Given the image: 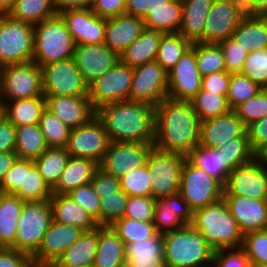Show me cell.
<instances>
[{
  "mask_svg": "<svg viewBox=\"0 0 267 267\" xmlns=\"http://www.w3.org/2000/svg\"><path fill=\"white\" fill-rule=\"evenodd\" d=\"M126 267H167L163 258H126Z\"/></svg>",
  "mask_w": 267,
  "mask_h": 267,
  "instance_id": "obj_69",
  "label": "cell"
},
{
  "mask_svg": "<svg viewBox=\"0 0 267 267\" xmlns=\"http://www.w3.org/2000/svg\"><path fill=\"white\" fill-rule=\"evenodd\" d=\"M251 149L256 152L267 143V115L246 127Z\"/></svg>",
  "mask_w": 267,
  "mask_h": 267,
  "instance_id": "obj_64",
  "label": "cell"
},
{
  "mask_svg": "<svg viewBox=\"0 0 267 267\" xmlns=\"http://www.w3.org/2000/svg\"><path fill=\"white\" fill-rule=\"evenodd\" d=\"M213 253L202 234L190 224L163 234L167 267H212Z\"/></svg>",
  "mask_w": 267,
  "mask_h": 267,
  "instance_id": "obj_4",
  "label": "cell"
},
{
  "mask_svg": "<svg viewBox=\"0 0 267 267\" xmlns=\"http://www.w3.org/2000/svg\"><path fill=\"white\" fill-rule=\"evenodd\" d=\"M179 193L195 211L223 198L224 186L187 160L182 168Z\"/></svg>",
  "mask_w": 267,
  "mask_h": 267,
  "instance_id": "obj_10",
  "label": "cell"
},
{
  "mask_svg": "<svg viewBox=\"0 0 267 267\" xmlns=\"http://www.w3.org/2000/svg\"><path fill=\"white\" fill-rule=\"evenodd\" d=\"M109 142L104 124L95 115L82 126L71 129L66 150L70 156L89 158L100 165Z\"/></svg>",
  "mask_w": 267,
  "mask_h": 267,
  "instance_id": "obj_14",
  "label": "cell"
},
{
  "mask_svg": "<svg viewBox=\"0 0 267 267\" xmlns=\"http://www.w3.org/2000/svg\"><path fill=\"white\" fill-rule=\"evenodd\" d=\"M24 178L25 159L17 157L0 182V192L5 194H15L20 186L24 185Z\"/></svg>",
  "mask_w": 267,
  "mask_h": 267,
  "instance_id": "obj_58",
  "label": "cell"
},
{
  "mask_svg": "<svg viewBox=\"0 0 267 267\" xmlns=\"http://www.w3.org/2000/svg\"><path fill=\"white\" fill-rule=\"evenodd\" d=\"M262 87L241 73H232L228 87L227 102L233 110L240 103L254 97Z\"/></svg>",
  "mask_w": 267,
  "mask_h": 267,
  "instance_id": "obj_49",
  "label": "cell"
},
{
  "mask_svg": "<svg viewBox=\"0 0 267 267\" xmlns=\"http://www.w3.org/2000/svg\"><path fill=\"white\" fill-rule=\"evenodd\" d=\"M17 158L15 152H2L0 153V182L6 172L11 168L12 164Z\"/></svg>",
  "mask_w": 267,
  "mask_h": 267,
  "instance_id": "obj_70",
  "label": "cell"
},
{
  "mask_svg": "<svg viewBox=\"0 0 267 267\" xmlns=\"http://www.w3.org/2000/svg\"><path fill=\"white\" fill-rule=\"evenodd\" d=\"M84 232L79 227L52 221L38 251L32 256L34 264L52 266Z\"/></svg>",
  "mask_w": 267,
  "mask_h": 267,
  "instance_id": "obj_20",
  "label": "cell"
},
{
  "mask_svg": "<svg viewBox=\"0 0 267 267\" xmlns=\"http://www.w3.org/2000/svg\"><path fill=\"white\" fill-rule=\"evenodd\" d=\"M241 23L229 0H214L205 19L203 43H215L230 38Z\"/></svg>",
  "mask_w": 267,
  "mask_h": 267,
  "instance_id": "obj_24",
  "label": "cell"
},
{
  "mask_svg": "<svg viewBox=\"0 0 267 267\" xmlns=\"http://www.w3.org/2000/svg\"><path fill=\"white\" fill-rule=\"evenodd\" d=\"M128 195L120 190L100 198V226H109L117 219L123 218Z\"/></svg>",
  "mask_w": 267,
  "mask_h": 267,
  "instance_id": "obj_51",
  "label": "cell"
},
{
  "mask_svg": "<svg viewBox=\"0 0 267 267\" xmlns=\"http://www.w3.org/2000/svg\"><path fill=\"white\" fill-rule=\"evenodd\" d=\"M126 258H163V235L156 234L154 237L125 244Z\"/></svg>",
  "mask_w": 267,
  "mask_h": 267,
  "instance_id": "obj_54",
  "label": "cell"
},
{
  "mask_svg": "<svg viewBox=\"0 0 267 267\" xmlns=\"http://www.w3.org/2000/svg\"><path fill=\"white\" fill-rule=\"evenodd\" d=\"M223 195L267 200V169L255 158L230 172Z\"/></svg>",
  "mask_w": 267,
  "mask_h": 267,
  "instance_id": "obj_17",
  "label": "cell"
},
{
  "mask_svg": "<svg viewBox=\"0 0 267 267\" xmlns=\"http://www.w3.org/2000/svg\"><path fill=\"white\" fill-rule=\"evenodd\" d=\"M219 44L223 50L226 71L231 74L241 73L243 63L249 53L231 37Z\"/></svg>",
  "mask_w": 267,
  "mask_h": 267,
  "instance_id": "obj_57",
  "label": "cell"
},
{
  "mask_svg": "<svg viewBox=\"0 0 267 267\" xmlns=\"http://www.w3.org/2000/svg\"><path fill=\"white\" fill-rule=\"evenodd\" d=\"M48 148L39 124L16 127L15 153L18 158L34 161Z\"/></svg>",
  "mask_w": 267,
  "mask_h": 267,
  "instance_id": "obj_38",
  "label": "cell"
},
{
  "mask_svg": "<svg viewBox=\"0 0 267 267\" xmlns=\"http://www.w3.org/2000/svg\"><path fill=\"white\" fill-rule=\"evenodd\" d=\"M52 221L49 200L24 202L16 228L15 250L33 256Z\"/></svg>",
  "mask_w": 267,
  "mask_h": 267,
  "instance_id": "obj_7",
  "label": "cell"
},
{
  "mask_svg": "<svg viewBox=\"0 0 267 267\" xmlns=\"http://www.w3.org/2000/svg\"><path fill=\"white\" fill-rule=\"evenodd\" d=\"M34 267H53V266H49V265H34Z\"/></svg>",
  "mask_w": 267,
  "mask_h": 267,
  "instance_id": "obj_76",
  "label": "cell"
},
{
  "mask_svg": "<svg viewBox=\"0 0 267 267\" xmlns=\"http://www.w3.org/2000/svg\"><path fill=\"white\" fill-rule=\"evenodd\" d=\"M16 0H0V14H8Z\"/></svg>",
  "mask_w": 267,
  "mask_h": 267,
  "instance_id": "obj_72",
  "label": "cell"
},
{
  "mask_svg": "<svg viewBox=\"0 0 267 267\" xmlns=\"http://www.w3.org/2000/svg\"><path fill=\"white\" fill-rule=\"evenodd\" d=\"M196 62L202 77L211 73L226 71L220 44L196 42Z\"/></svg>",
  "mask_w": 267,
  "mask_h": 267,
  "instance_id": "obj_45",
  "label": "cell"
},
{
  "mask_svg": "<svg viewBox=\"0 0 267 267\" xmlns=\"http://www.w3.org/2000/svg\"><path fill=\"white\" fill-rule=\"evenodd\" d=\"M73 58L88 86L120 60V56L104 43L76 45Z\"/></svg>",
  "mask_w": 267,
  "mask_h": 267,
  "instance_id": "obj_18",
  "label": "cell"
},
{
  "mask_svg": "<svg viewBox=\"0 0 267 267\" xmlns=\"http://www.w3.org/2000/svg\"><path fill=\"white\" fill-rule=\"evenodd\" d=\"M190 225L202 234L214 251L241 248L243 234L223 198L193 211Z\"/></svg>",
  "mask_w": 267,
  "mask_h": 267,
  "instance_id": "obj_3",
  "label": "cell"
},
{
  "mask_svg": "<svg viewBox=\"0 0 267 267\" xmlns=\"http://www.w3.org/2000/svg\"><path fill=\"white\" fill-rule=\"evenodd\" d=\"M46 108L65 125L74 129L96 115L88 96H44Z\"/></svg>",
  "mask_w": 267,
  "mask_h": 267,
  "instance_id": "obj_25",
  "label": "cell"
},
{
  "mask_svg": "<svg viewBox=\"0 0 267 267\" xmlns=\"http://www.w3.org/2000/svg\"><path fill=\"white\" fill-rule=\"evenodd\" d=\"M59 14L76 45L104 43L106 19L98 17L91 8L68 9Z\"/></svg>",
  "mask_w": 267,
  "mask_h": 267,
  "instance_id": "obj_19",
  "label": "cell"
},
{
  "mask_svg": "<svg viewBox=\"0 0 267 267\" xmlns=\"http://www.w3.org/2000/svg\"><path fill=\"white\" fill-rule=\"evenodd\" d=\"M191 46L180 33H165L159 42L156 61L168 73Z\"/></svg>",
  "mask_w": 267,
  "mask_h": 267,
  "instance_id": "obj_42",
  "label": "cell"
},
{
  "mask_svg": "<svg viewBox=\"0 0 267 267\" xmlns=\"http://www.w3.org/2000/svg\"><path fill=\"white\" fill-rule=\"evenodd\" d=\"M242 21L255 20L263 16L254 0H229Z\"/></svg>",
  "mask_w": 267,
  "mask_h": 267,
  "instance_id": "obj_67",
  "label": "cell"
},
{
  "mask_svg": "<svg viewBox=\"0 0 267 267\" xmlns=\"http://www.w3.org/2000/svg\"><path fill=\"white\" fill-rule=\"evenodd\" d=\"M14 195L24 202L47 201L52 197V189L44 181L33 160L25 159L24 185Z\"/></svg>",
  "mask_w": 267,
  "mask_h": 267,
  "instance_id": "obj_39",
  "label": "cell"
},
{
  "mask_svg": "<svg viewBox=\"0 0 267 267\" xmlns=\"http://www.w3.org/2000/svg\"><path fill=\"white\" fill-rule=\"evenodd\" d=\"M144 29L143 18L128 13L106 19L104 44L120 56Z\"/></svg>",
  "mask_w": 267,
  "mask_h": 267,
  "instance_id": "obj_26",
  "label": "cell"
},
{
  "mask_svg": "<svg viewBox=\"0 0 267 267\" xmlns=\"http://www.w3.org/2000/svg\"><path fill=\"white\" fill-rule=\"evenodd\" d=\"M234 137H248L246 126L231 110L215 118L200 121L199 144L208 148H218L223 143L234 141Z\"/></svg>",
  "mask_w": 267,
  "mask_h": 267,
  "instance_id": "obj_22",
  "label": "cell"
},
{
  "mask_svg": "<svg viewBox=\"0 0 267 267\" xmlns=\"http://www.w3.org/2000/svg\"><path fill=\"white\" fill-rule=\"evenodd\" d=\"M23 204L18 196L0 192V248L15 249L16 228Z\"/></svg>",
  "mask_w": 267,
  "mask_h": 267,
  "instance_id": "obj_35",
  "label": "cell"
},
{
  "mask_svg": "<svg viewBox=\"0 0 267 267\" xmlns=\"http://www.w3.org/2000/svg\"><path fill=\"white\" fill-rule=\"evenodd\" d=\"M152 147L153 143L110 141L99 167L106 173L121 178L132 169L144 166Z\"/></svg>",
  "mask_w": 267,
  "mask_h": 267,
  "instance_id": "obj_16",
  "label": "cell"
},
{
  "mask_svg": "<svg viewBox=\"0 0 267 267\" xmlns=\"http://www.w3.org/2000/svg\"><path fill=\"white\" fill-rule=\"evenodd\" d=\"M57 14L53 0H16L7 15L35 25Z\"/></svg>",
  "mask_w": 267,
  "mask_h": 267,
  "instance_id": "obj_40",
  "label": "cell"
},
{
  "mask_svg": "<svg viewBox=\"0 0 267 267\" xmlns=\"http://www.w3.org/2000/svg\"><path fill=\"white\" fill-rule=\"evenodd\" d=\"M98 243V227L94 230L85 231L58 260L53 267H82L92 266L96 255Z\"/></svg>",
  "mask_w": 267,
  "mask_h": 267,
  "instance_id": "obj_31",
  "label": "cell"
},
{
  "mask_svg": "<svg viewBox=\"0 0 267 267\" xmlns=\"http://www.w3.org/2000/svg\"><path fill=\"white\" fill-rule=\"evenodd\" d=\"M241 249L251 265H267V229L245 234Z\"/></svg>",
  "mask_w": 267,
  "mask_h": 267,
  "instance_id": "obj_52",
  "label": "cell"
},
{
  "mask_svg": "<svg viewBox=\"0 0 267 267\" xmlns=\"http://www.w3.org/2000/svg\"><path fill=\"white\" fill-rule=\"evenodd\" d=\"M53 221L73 225L84 231L94 230L100 225L68 194H52L49 199Z\"/></svg>",
  "mask_w": 267,
  "mask_h": 267,
  "instance_id": "obj_27",
  "label": "cell"
},
{
  "mask_svg": "<svg viewBox=\"0 0 267 267\" xmlns=\"http://www.w3.org/2000/svg\"><path fill=\"white\" fill-rule=\"evenodd\" d=\"M76 43L60 14L34 25L33 61L44 65L73 57Z\"/></svg>",
  "mask_w": 267,
  "mask_h": 267,
  "instance_id": "obj_5",
  "label": "cell"
},
{
  "mask_svg": "<svg viewBox=\"0 0 267 267\" xmlns=\"http://www.w3.org/2000/svg\"><path fill=\"white\" fill-rule=\"evenodd\" d=\"M156 199L152 196L128 197L123 217L142 222L153 221Z\"/></svg>",
  "mask_w": 267,
  "mask_h": 267,
  "instance_id": "obj_55",
  "label": "cell"
},
{
  "mask_svg": "<svg viewBox=\"0 0 267 267\" xmlns=\"http://www.w3.org/2000/svg\"><path fill=\"white\" fill-rule=\"evenodd\" d=\"M190 102L200 121L225 115L232 110L226 96L202 89Z\"/></svg>",
  "mask_w": 267,
  "mask_h": 267,
  "instance_id": "obj_44",
  "label": "cell"
},
{
  "mask_svg": "<svg viewBox=\"0 0 267 267\" xmlns=\"http://www.w3.org/2000/svg\"><path fill=\"white\" fill-rule=\"evenodd\" d=\"M93 0H53L57 13L68 9L91 8Z\"/></svg>",
  "mask_w": 267,
  "mask_h": 267,
  "instance_id": "obj_68",
  "label": "cell"
},
{
  "mask_svg": "<svg viewBox=\"0 0 267 267\" xmlns=\"http://www.w3.org/2000/svg\"><path fill=\"white\" fill-rule=\"evenodd\" d=\"M111 142L154 143L155 107L130 100L109 103L96 110Z\"/></svg>",
  "mask_w": 267,
  "mask_h": 267,
  "instance_id": "obj_2",
  "label": "cell"
},
{
  "mask_svg": "<svg viewBox=\"0 0 267 267\" xmlns=\"http://www.w3.org/2000/svg\"><path fill=\"white\" fill-rule=\"evenodd\" d=\"M200 120L190 101L164 99L155 108L153 146L187 155L199 144Z\"/></svg>",
  "mask_w": 267,
  "mask_h": 267,
  "instance_id": "obj_1",
  "label": "cell"
},
{
  "mask_svg": "<svg viewBox=\"0 0 267 267\" xmlns=\"http://www.w3.org/2000/svg\"><path fill=\"white\" fill-rule=\"evenodd\" d=\"M3 116V102L0 99V118Z\"/></svg>",
  "mask_w": 267,
  "mask_h": 267,
  "instance_id": "obj_74",
  "label": "cell"
},
{
  "mask_svg": "<svg viewBox=\"0 0 267 267\" xmlns=\"http://www.w3.org/2000/svg\"><path fill=\"white\" fill-rule=\"evenodd\" d=\"M241 74L263 89L267 88V48L249 53L243 63Z\"/></svg>",
  "mask_w": 267,
  "mask_h": 267,
  "instance_id": "obj_53",
  "label": "cell"
},
{
  "mask_svg": "<svg viewBox=\"0 0 267 267\" xmlns=\"http://www.w3.org/2000/svg\"><path fill=\"white\" fill-rule=\"evenodd\" d=\"M214 0H182L179 32L191 43H203L204 23Z\"/></svg>",
  "mask_w": 267,
  "mask_h": 267,
  "instance_id": "obj_30",
  "label": "cell"
},
{
  "mask_svg": "<svg viewBox=\"0 0 267 267\" xmlns=\"http://www.w3.org/2000/svg\"><path fill=\"white\" fill-rule=\"evenodd\" d=\"M41 69L44 96H88V85L73 57Z\"/></svg>",
  "mask_w": 267,
  "mask_h": 267,
  "instance_id": "obj_12",
  "label": "cell"
},
{
  "mask_svg": "<svg viewBox=\"0 0 267 267\" xmlns=\"http://www.w3.org/2000/svg\"><path fill=\"white\" fill-rule=\"evenodd\" d=\"M231 38L248 53L267 48V18L242 21Z\"/></svg>",
  "mask_w": 267,
  "mask_h": 267,
  "instance_id": "obj_37",
  "label": "cell"
},
{
  "mask_svg": "<svg viewBox=\"0 0 267 267\" xmlns=\"http://www.w3.org/2000/svg\"><path fill=\"white\" fill-rule=\"evenodd\" d=\"M133 68L119 60L116 65L88 86L92 107L129 100Z\"/></svg>",
  "mask_w": 267,
  "mask_h": 267,
  "instance_id": "obj_11",
  "label": "cell"
},
{
  "mask_svg": "<svg viewBox=\"0 0 267 267\" xmlns=\"http://www.w3.org/2000/svg\"><path fill=\"white\" fill-rule=\"evenodd\" d=\"M99 164L94 160L70 156L52 194H68L73 189L91 182Z\"/></svg>",
  "mask_w": 267,
  "mask_h": 267,
  "instance_id": "obj_28",
  "label": "cell"
},
{
  "mask_svg": "<svg viewBox=\"0 0 267 267\" xmlns=\"http://www.w3.org/2000/svg\"><path fill=\"white\" fill-rule=\"evenodd\" d=\"M2 102L3 116L12 122L15 127L39 124L46 109V98L44 96Z\"/></svg>",
  "mask_w": 267,
  "mask_h": 267,
  "instance_id": "obj_34",
  "label": "cell"
},
{
  "mask_svg": "<svg viewBox=\"0 0 267 267\" xmlns=\"http://www.w3.org/2000/svg\"><path fill=\"white\" fill-rule=\"evenodd\" d=\"M163 34L162 32L145 28L120 55V60L132 68L156 61L159 42Z\"/></svg>",
  "mask_w": 267,
  "mask_h": 267,
  "instance_id": "obj_32",
  "label": "cell"
},
{
  "mask_svg": "<svg viewBox=\"0 0 267 267\" xmlns=\"http://www.w3.org/2000/svg\"><path fill=\"white\" fill-rule=\"evenodd\" d=\"M254 2L261 13L264 15L267 12V0H254Z\"/></svg>",
  "mask_w": 267,
  "mask_h": 267,
  "instance_id": "obj_73",
  "label": "cell"
},
{
  "mask_svg": "<svg viewBox=\"0 0 267 267\" xmlns=\"http://www.w3.org/2000/svg\"><path fill=\"white\" fill-rule=\"evenodd\" d=\"M34 25L0 14V68L33 61Z\"/></svg>",
  "mask_w": 267,
  "mask_h": 267,
  "instance_id": "obj_6",
  "label": "cell"
},
{
  "mask_svg": "<svg viewBox=\"0 0 267 267\" xmlns=\"http://www.w3.org/2000/svg\"><path fill=\"white\" fill-rule=\"evenodd\" d=\"M44 96L42 69L34 61L0 68V99L2 101Z\"/></svg>",
  "mask_w": 267,
  "mask_h": 267,
  "instance_id": "obj_8",
  "label": "cell"
},
{
  "mask_svg": "<svg viewBox=\"0 0 267 267\" xmlns=\"http://www.w3.org/2000/svg\"><path fill=\"white\" fill-rule=\"evenodd\" d=\"M218 148L221 149L224 162L231 170L255 158V152L250 147L248 137H234V141L223 143Z\"/></svg>",
  "mask_w": 267,
  "mask_h": 267,
  "instance_id": "obj_47",
  "label": "cell"
},
{
  "mask_svg": "<svg viewBox=\"0 0 267 267\" xmlns=\"http://www.w3.org/2000/svg\"><path fill=\"white\" fill-rule=\"evenodd\" d=\"M172 0H126V13L144 18L153 8L161 7Z\"/></svg>",
  "mask_w": 267,
  "mask_h": 267,
  "instance_id": "obj_66",
  "label": "cell"
},
{
  "mask_svg": "<svg viewBox=\"0 0 267 267\" xmlns=\"http://www.w3.org/2000/svg\"><path fill=\"white\" fill-rule=\"evenodd\" d=\"M167 76L170 99L191 101L201 90L202 76L196 62V42L192 43Z\"/></svg>",
  "mask_w": 267,
  "mask_h": 267,
  "instance_id": "obj_15",
  "label": "cell"
},
{
  "mask_svg": "<svg viewBox=\"0 0 267 267\" xmlns=\"http://www.w3.org/2000/svg\"><path fill=\"white\" fill-rule=\"evenodd\" d=\"M119 179L120 189L124 191L128 197L152 196V179L146 164L140 168L132 169Z\"/></svg>",
  "mask_w": 267,
  "mask_h": 267,
  "instance_id": "obj_48",
  "label": "cell"
},
{
  "mask_svg": "<svg viewBox=\"0 0 267 267\" xmlns=\"http://www.w3.org/2000/svg\"><path fill=\"white\" fill-rule=\"evenodd\" d=\"M32 256L13 248H0V267H34Z\"/></svg>",
  "mask_w": 267,
  "mask_h": 267,
  "instance_id": "obj_63",
  "label": "cell"
},
{
  "mask_svg": "<svg viewBox=\"0 0 267 267\" xmlns=\"http://www.w3.org/2000/svg\"><path fill=\"white\" fill-rule=\"evenodd\" d=\"M146 29L162 33H178L182 23V0H172L151 9L143 18Z\"/></svg>",
  "mask_w": 267,
  "mask_h": 267,
  "instance_id": "obj_36",
  "label": "cell"
},
{
  "mask_svg": "<svg viewBox=\"0 0 267 267\" xmlns=\"http://www.w3.org/2000/svg\"><path fill=\"white\" fill-rule=\"evenodd\" d=\"M39 127L49 148H66L71 128L47 108L39 121Z\"/></svg>",
  "mask_w": 267,
  "mask_h": 267,
  "instance_id": "obj_46",
  "label": "cell"
},
{
  "mask_svg": "<svg viewBox=\"0 0 267 267\" xmlns=\"http://www.w3.org/2000/svg\"><path fill=\"white\" fill-rule=\"evenodd\" d=\"M186 160L218 180L223 186L226 185L232 171L224 162L220 148H208L198 144L186 155Z\"/></svg>",
  "mask_w": 267,
  "mask_h": 267,
  "instance_id": "obj_33",
  "label": "cell"
},
{
  "mask_svg": "<svg viewBox=\"0 0 267 267\" xmlns=\"http://www.w3.org/2000/svg\"><path fill=\"white\" fill-rule=\"evenodd\" d=\"M186 155L152 147L146 161L151 177L152 197L163 198L179 192Z\"/></svg>",
  "mask_w": 267,
  "mask_h": 267,
  "instance_id": "obj_9",
  "label": "cell"
},
{
  "mask_svg": "<svg viewBox=\"0 0 267 267\" xmlns=\"http://www.w3.org/2000/svg\"><path fill=\"white\" fill-rule=\"evenodd\" d=\"M192 220L193 210L179 192L156 199L153 224L158 234L177 231Z\"/></svg>",
  "mask_w": 267,
  "mask_h": 267,
  "instance_id": "obj_21",
  "label": "cell"
},
{
  "mask_svg": "<svg viewBox=\"0 0 267 267\" xmlns=\"http://www.w3.org/2000/svg\"><path fill=\"white\" fill-rule=\"evenodd\" d=\"M124 244H132L154 237L157 232L153 221L142 222L131 218H120L109 225Z\"/></svg>",
  "mask_w": 267,
  "mask_h": 267,
  "instance_id": "obj_43",
  "label": "cell"
},
{
  "mask_svg": "<svg viewBox=\"0 0 267 267\" xmlns=\"http://www.w3.org/2000/svg\"><path fill=\"white\" fill-rule=\"evenodd\" d=\"M250 267H267L266 264H261V265H251Z\"/></svg>",
  "mask_w": 267,
  "mask_h": 267,
  "instance_id": "obj_75",
  "label": "cell"
},
{
  "mask_svg": "<svg viewBox=\"0 0 267 267\" xmlns=\"http://www.w3.org/2000/svg\"><path fill=\"white\" fill-rule=\"evenodd\" d=\"M223 199L243 236L267 229V200H256L240 195H223Z\"/></svg>",
  "mask_w": 267,
  "mask_h": 267,
  "instance_id": "obj_23",
  "label": "cell"
},
{
  "mask_svg": "<svg viewBox=\"0 0 267 267\" xmlns=\"http://www.w3.org/2000/svg\"><path fill=\"white\" fill-rule=\"evenodd\" d=\"M168 98L167 72L152 61L133 68L129 100L157 107Z\"/></svg>",
  "mask_w": 267,
  "mask_h": 267,
  "instance_id": "obj_13",
  "label": "cell"
},
{
  "mask_svg": "<svg viewBox=\"0 0 267 267\" xmlns=\"http://www.w3.org/2000/svg\"><path fill=\"white\" fill-rule=\"evenodd\" d=\"M91 184L95 193L102 198L103 195H109L113 192H119L120 179L116 176L106 173L100 167L95 171Z\"/></svg>",
  "mask_w": 267,
  "mask_h": 267,
  "instance_id": "obj_60",
  "label": "cell"
},
{
  "mask_svg": "<svg viewBox=\"0 0 267 267\" xmlns=\"http://www.w3.org/2000/svg\"><path fill=\"white\" fill-rule=\"evenodd\" d=\"M91 10L98 17L109 19L126 13V0H93Z\"/></svg>",
  "mask_w": 267,
  "mask_h": 267,
  "instance_id": "obj_62",
  "label": "cell"
},
{
  "mask_svg": "<svg viewBox=\"0 0 267 267\" xmlns=\"http://www.w3.org/2000/svg\"><path fill=\"white\" fill-rule=\"evenodd\" d=\"M125 244L110 226L98 227V243L92 267H126Z\"/></svg>",
  "mask_w": 267,
  "mask_h": 267,
  "instance_id": "obj_29",
  "label": "cell"
},
{
  "mask_svg": "<svg viewBox=\"0 0 267 267\" xmlns=\"http://www.w3.org/2000/svg\"><path fill=\"white\" fill-rule=\"evenodd\" d=\"M250 266H251L250 261L241 248L221 249V250H216L213 253L212 267H250Z\"/></svg>",
  "mask_w": 267,
  "mask_h": 267,
  "instance_id": "obj_59",
  "label": "cell"
},
{
  "mask_svg": "<svg viewBox=\"0 0 267 267\" xmlns=\"http://www.w3.org/2000/svg\"><path fill=\"white\" fill-rule=\"evenodd\" d=\"M68 195L100 225V197L95 193L91 182L73 189Z\"/></svg>",
  "mask_w": 267,
  "mask_h": 267,
  "instance_id": "obj_56",
  "label": "cell"
},
{
  "mask_svg": "<svg viewBox=\"0 0 267 267\" xmlns=\"http://www.w3.org/2000/svg\"><path fill=\"white\" fill-rule=\"evenodd\" d=\"M16 127L4 116L0 118V153L15 152Z\"/></svg>",
  "mask_w": 267,
  "mask_h": 267,
  "instance_id": "obj_65",
  "label": "cell"
},
{
  "mask_svg": "<svg viewBox=\"0 0 267 267\" xmlns=\"http://www.w3.org/2000/svg\"><path fill=\"white\" fill-rule=\"evenodd\" d=\"M70 155L66 148H48L40 157L34 160L35 166L44 181L52 189L58 182L66 167Z\"/></svg>",
  "mask_w": 267,
  "mask_h": 267,
  "instance_id": "obj_41",
  "label": "cell"
},
{
  "mask_svg": "<svg viewBox=\"0 0 267 267\" xmlns=\"http://www.w3.org/2000/svg\"><path fill=\"white\" fill-rule=\"evenodd\" d=\"M233 111L247 127L267 115V88H262L254 97L240 103Z\"/></svg>",
  "mask_w": 267,
  "mask_h": 267,
  "instance_id": "obj_50",
  "label": "cell"
},
{
  "mask_svg": "<svg viewBox=\"0 0 267 267\" xmlns=\"http://www.w3.org/2000/svg\"><path fill=\"white\" fill-rule=\"evenodd\" d=\"M255 159L267 169V143L255 152Z\"/></svg>",
  "mask_w": 267,
  "mask_h": 267,
  "instance_id": "obj_71",
  "label": "cell"
},
{
  "mask_svg": "<svg viewBox=\"0 0 267 267\" xmlns=\"http://www.w3.org/2000/svg\"><path fill=\"white\" fill-rule=\"evenodd\" d=\"M231 73L220 71L202 77L201 89L217 95L227 96Z\"/></svg>",
  "mask_w": 267,
  "mask_h": 267,
  "instance_id": "obj_61",
  "label": "cell"
}]
</instances>
